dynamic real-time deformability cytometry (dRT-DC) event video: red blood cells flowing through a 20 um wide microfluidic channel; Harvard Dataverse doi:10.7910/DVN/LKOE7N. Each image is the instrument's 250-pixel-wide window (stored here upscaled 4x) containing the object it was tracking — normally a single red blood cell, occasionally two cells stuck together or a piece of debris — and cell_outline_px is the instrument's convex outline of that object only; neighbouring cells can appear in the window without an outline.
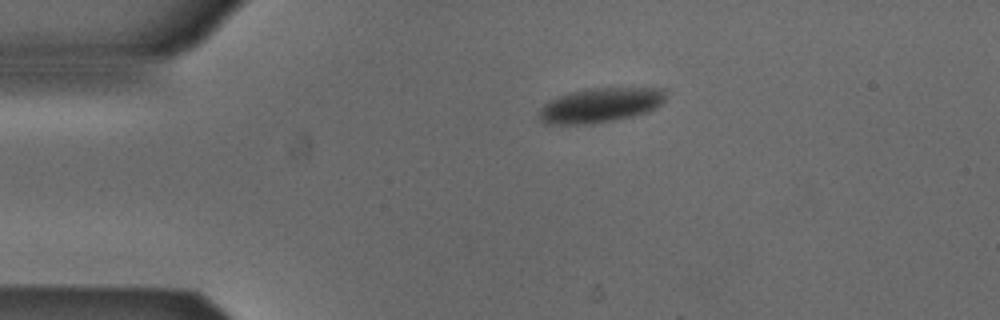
{"species": "Egyptian fruit bat (a non-hibernating species)", "species_latin": "Rousettus aegyptiacus", "temperature_condition": "cold", "stored_images_in_passage": 5, "camera_frame_rate_fps": 3000, "um_per_image_px": 0.085, "animal": {"sex": "male"}, "frame": {"image": 1, "passage_image": 5, "time_ms": 1.333, "image_size_px": [1000, 320], "cell_outline_px": [[664, 100], [656, 108], [648, 112], [632, 116], [592, 124], [544, 124], [540, 120], [540, 108], [548, 100], [556, 96], [568, 92], [584, 88], [664, 88]], "centroid_in_image_um": [50.98, 8.93], "position_along_channel_um": 34.0, "area_um2": 25.66}}